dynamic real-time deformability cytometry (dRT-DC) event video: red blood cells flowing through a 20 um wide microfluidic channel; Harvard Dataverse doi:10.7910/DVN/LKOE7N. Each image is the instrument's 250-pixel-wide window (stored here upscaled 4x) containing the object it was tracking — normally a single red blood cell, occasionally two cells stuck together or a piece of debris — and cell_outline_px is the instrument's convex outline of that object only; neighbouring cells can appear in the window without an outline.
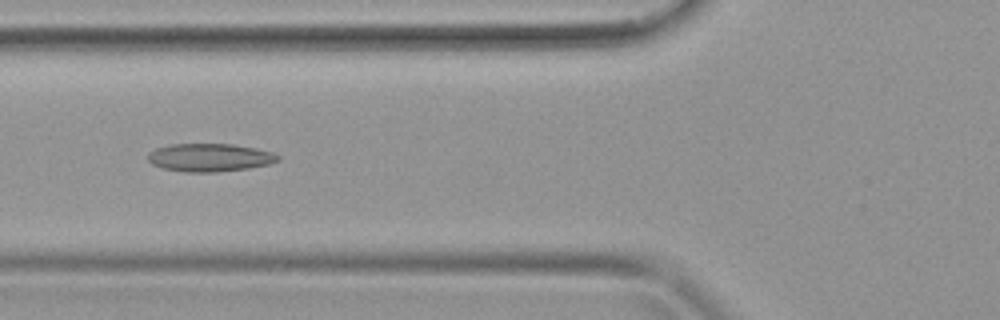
{"species": "common noctule bat (a hibernating species)", "species_latin": "Nyctalus noctula", "temperature_condition": "warm", "stored_images_in_passage": 39, "camera_frame_rate_fps": 3000, "um_per_image_px": 0.085, "animal": {"sex": "female", "body_mass_g": 19.9}, "frame": {"image": 1, "passage_image": 15, "time_ms": 4.667, "image_size_px": [1000, 320], "cell_outline_px": [[280, 160], [272, 164], [248, 168], [216, 172], [184, 172], [160, 168], [152, 164], [148, 160], [148, 152], [156, 148], [172, 144], [232, 144], [256, 148], [272, 152], [280, 156]], "centroid_in_image_um": [17.83, 13.39], "position_along_channel_um": 108.0, "area_um2": 21.44}}
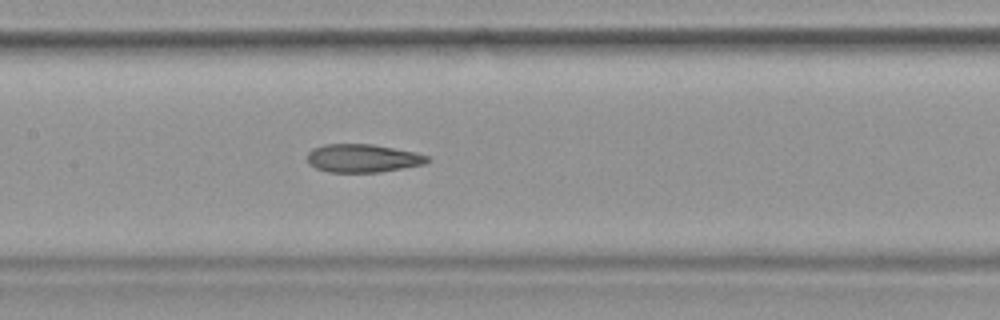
{"frame": {"image": 2, "passage_image": 19, "time_ms": 6.0, "image_size_px": [1000, 320], "cell_outline_px": [[432, 160], [424, 164], [380, 172], [328, 172], [316, 168], [308, 164], [308, 152], [312, 148], [324, 144], [372, 144], [416, 152], [428, 156]], "centroid_in_image_um": [30.83, 13.45], "position_along_channel_um": 176.6, "area_um2": 19.83}}
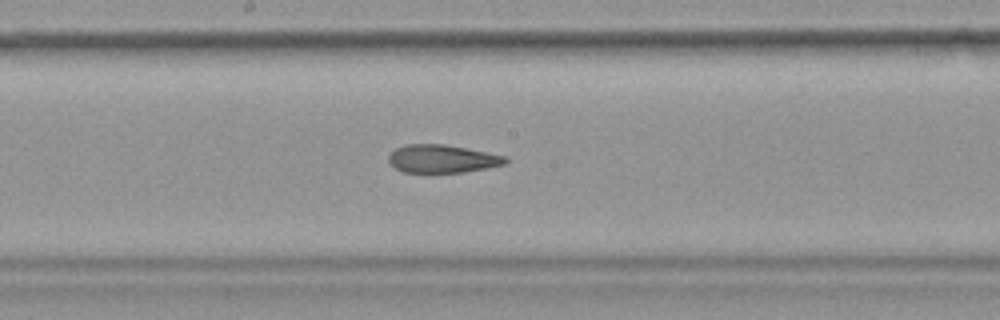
{"frame": {"image": 3, "passage_image": 21, "time_ms": 6.667, "image_size_px": [1000, 320], "cell_outline_px": [[508, 160], [504, 164], [464, 172], [404, 172], [396, 168], [388, 160], [388, 156], [396, 148], [408, 144], [444, 144], [508, 156]], "centroid_in_image_um": [37.6, 13.49], "position_along_channel_um": 210.6, "area_um2": 18.84}}